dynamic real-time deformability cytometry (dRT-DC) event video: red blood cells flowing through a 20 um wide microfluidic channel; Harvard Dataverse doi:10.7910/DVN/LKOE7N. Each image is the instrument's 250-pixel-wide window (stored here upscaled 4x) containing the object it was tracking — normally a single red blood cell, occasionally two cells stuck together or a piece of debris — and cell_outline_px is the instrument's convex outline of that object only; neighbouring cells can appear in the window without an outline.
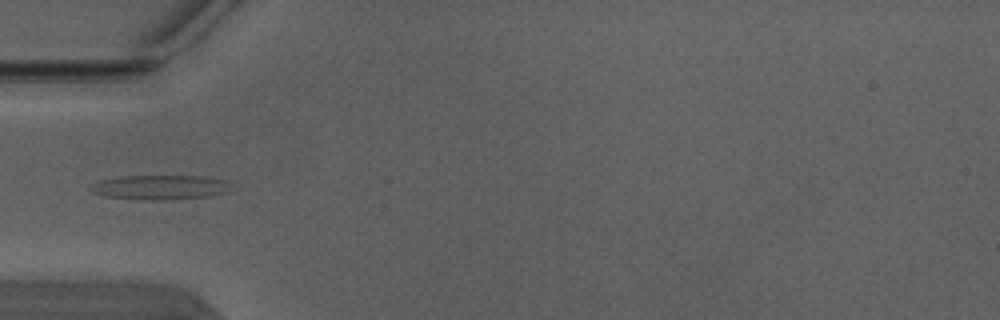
{"species": "Egyptian fruit bat (a non-hibernating species)", "species_latin": "Rousettus aegyptiacus", "temperature_condition": "warm", "stored_images_in_passage": 3, "camera_frame_rate_fps": 3000, "um_per_image_px": 0.085, "animal": {"sex": "male"}, "frame": {"image": 1, "passage_image": 3, "time_ms": 0.667, "image_size_px": [1000, 320], "cell_outline_px": [[228, 192], [208, 196], [164, 200], [144, 200], [104, 196], [92, 192], [88, 188], [92, 184], [100, 180], [120, 176], [200, 176], [228, 180]], "centroid_in_image_um": [13.56, 15.92], "position_along_channel_um": 71.4, "area_um2": 20.06}}